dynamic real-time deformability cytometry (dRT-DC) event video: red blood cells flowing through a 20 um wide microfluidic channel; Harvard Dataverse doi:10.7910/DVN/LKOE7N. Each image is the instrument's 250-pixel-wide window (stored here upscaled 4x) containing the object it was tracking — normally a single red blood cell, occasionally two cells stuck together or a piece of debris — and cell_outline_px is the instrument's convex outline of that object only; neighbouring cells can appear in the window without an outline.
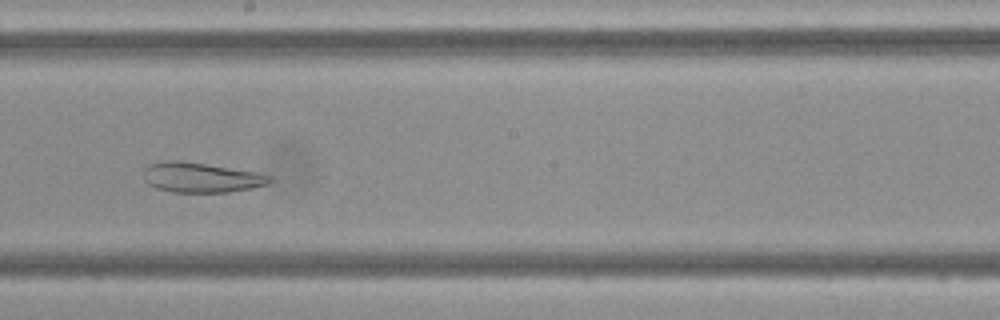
{"species": "Egyptian fruit bat (a non-hibernating species)", "species_latin": "Rousettus aegyptiacus", "temperature_condition": "cold", "stored_images_in_passage": 46, "camera_frame_rate_fps": 3000, "um_per_image_px": 0.085, "frame": {"image": 1, "passage_image": 25, "time_ms": 8.0, "image_size_px": [1000, 320], "cell_outline_px": [[272, 180], [268, 184], [252, 188], [228, 192], [172, 192], [156, 188], [148, 184], [144, 180], [144, 168], [148, 164], [164, 160], [180, 160], [256, 172], [272, 176]], "centroid_in_image_um": [17.06, 15.08], "position_along_channel_um": 231.1, "area_um2": 22.08}}
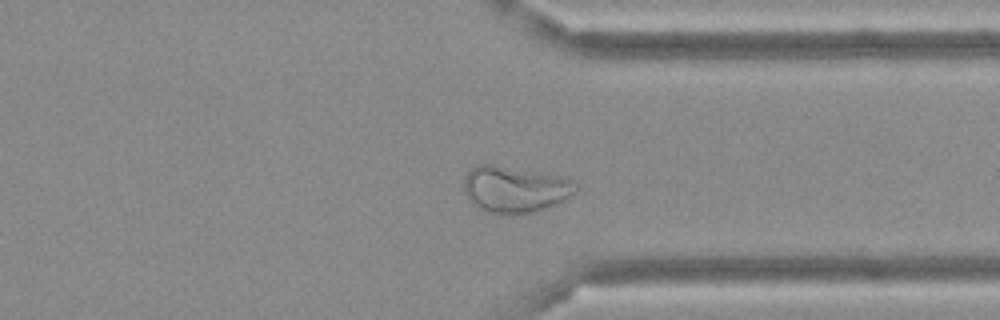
{"frame": {"image": 2, "passage_image": 35, "time_ms": 11.333, "image_size_px": [1000, 320], "cell_outline_px": [[576, 192], [564, 200], [556, 204], [532, 212], [496, 216], [476, 208], [468, 200], [464, 192], [464, 176], [476, 164], [492, 164], [568, 176], [576, 184]], "centroid_in_image_um": [43.75, 16.09], "position_along_channel_um": 367.7, "area_um2": 31.04}}
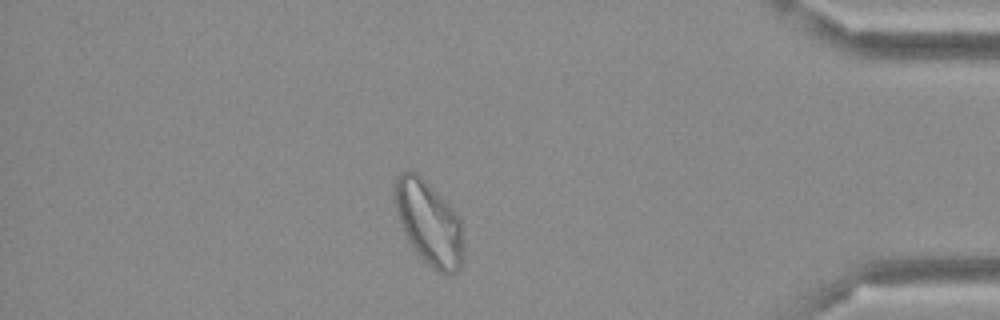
{"frame": {"image": 3, "passage_image": 40, "time_ms": 13.0, "image_size_px": [1000, 320], "cell_outline_px": [[464, 260], [460, 268], [456, 272], [448, 276], [436, 272], [416, 252], [408, 240], [404, 232], [396, 212], [392, 200], [396, 176], [400, 172], [416, 172], [460, 216], [464, 248]], "centroid_in_image_um": [36.47, 18.99], "position_along_channel_um": 398.7, "area_um2": 33.99}}